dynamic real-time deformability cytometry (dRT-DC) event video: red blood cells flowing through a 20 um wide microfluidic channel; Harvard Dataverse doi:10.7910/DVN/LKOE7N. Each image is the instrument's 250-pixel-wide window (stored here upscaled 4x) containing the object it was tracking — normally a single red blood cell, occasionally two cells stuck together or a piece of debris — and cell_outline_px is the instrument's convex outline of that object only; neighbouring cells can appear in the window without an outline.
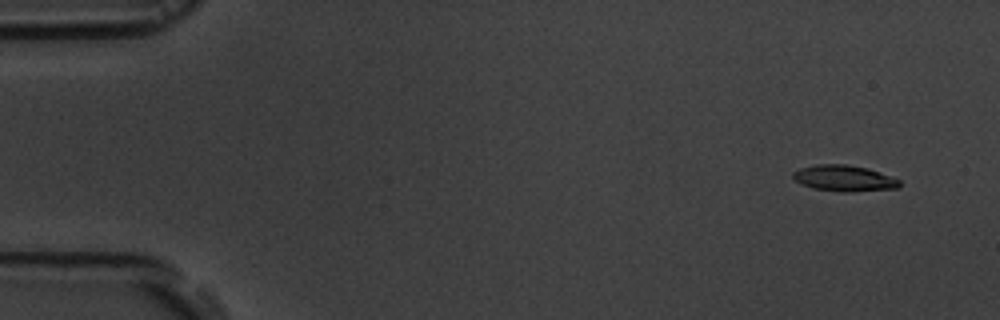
{"species": "common noctule bat (a hibernating species)", "species_latin": "Nyctalus noctula", "temperature_condition": "room temperature", "stored_images_in_passage": 4, "camera_frame_rate_fps": 3000, "um_per_image_px": 0.085, "animal": {"sex": "male", "body_mass_g": 19.5, "forearm_length_mm": 54.6}, "frame": {"image": 1, "passage_image": 1, "time_ms": 0.0, "image_size_px": [1000, 320], "cell_outline_px": [[900, 184], [896, 188], [852, 192], [840, 192], [812, 188], [796, 180], [792, 176], [792, 172], [800, 168], [816, 164], [848, 164], [868, 168], [900, 180]], "centroid_in_image_um": [71.74, 15.15], "position_along_channel_um": 13.3, "area_um2": 16.13}}